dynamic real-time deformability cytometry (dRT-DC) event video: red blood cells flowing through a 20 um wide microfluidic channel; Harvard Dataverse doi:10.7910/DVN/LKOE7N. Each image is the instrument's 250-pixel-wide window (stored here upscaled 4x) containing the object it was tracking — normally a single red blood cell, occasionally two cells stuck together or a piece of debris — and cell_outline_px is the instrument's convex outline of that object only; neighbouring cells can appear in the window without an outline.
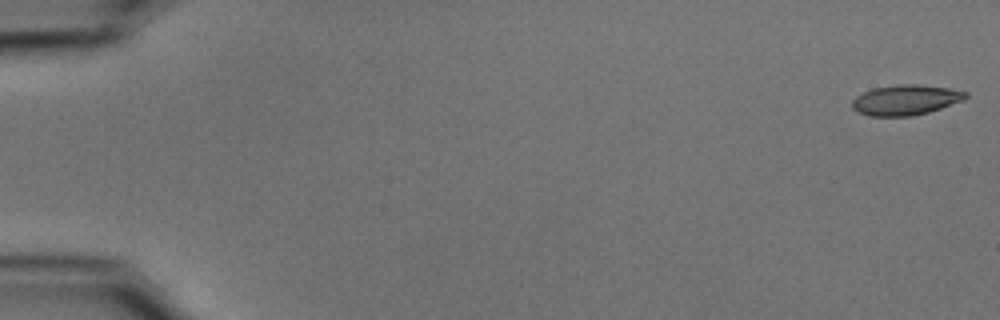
{"species": "common noctule bat (a hibernating species)", "species_latin": "Nyctalus noctula", "temperature_condition": "cold", "stored_images_in_passage": 54, "camera_frame_rate_fps": 3000, "um_per_image_px": 0.085, "animal": {"sex": "male", "body_mass_g": 15.6}, "frame": {"image": 1, "passage_image": 1, "time_ms": 0.0, "image_size_px": [1000, 320], "cell_outline_px": [[968, 96], [964, 100], [928, 112], [912, 116], [868, 116], [852, 108], [852, 100], [856, 96], [872, 88], [900, 84], [916, 84], [948, 88], [968, 92]], "centroid_in_image_um": [76.98, 8.49], "position_along_channel_um": 8.0, "area_um2": 19.94}}
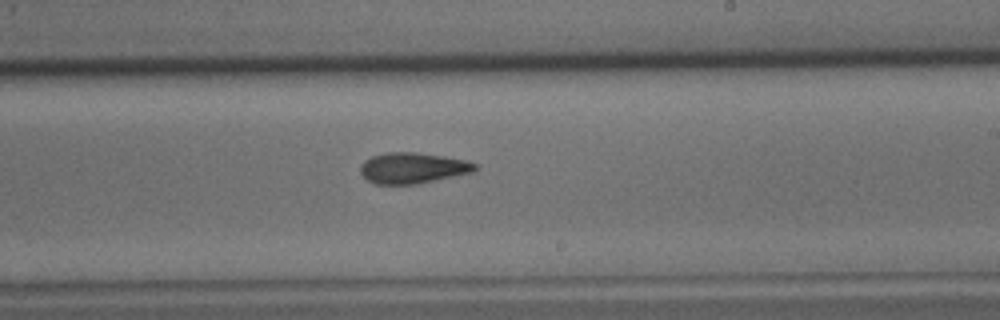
{"frame": {"image": 2, "passage_image": 33, "time_ms": 10.667, "image_size_px": [1000, 320], "cell_outline_px": [[476, 172], [416, 184], [376, 184], [368, 180], [360, 172], [360, 168], [364, 160], [372, 156], [388, 152], [416, 152], [444, 156], [464, 160], [476, 164]], "centroid_in_image_um": [35.09, 14.28], "position_along_channel_um": 253.9, "area_um2": 20.58}}
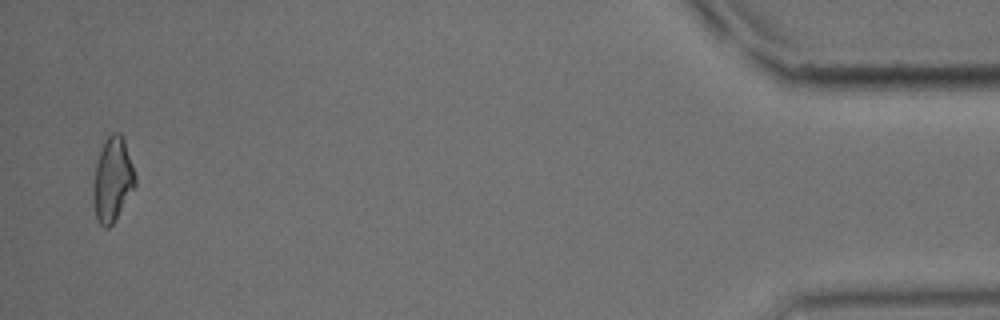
{"frame": {"image": 3, "passage_image": 53, "time_ms": 17.333, "image_size_px": [1000, 320], "cell_outline_px": [[136, 184], [112, 224], [108, 228], [104, 228], [100, 224], [96, 216], [92, 184], [96, 164], [104, 140], [112, 132], [120, 132], [124, 136], [136, 176]], "centroid_in_image_um": [9.57, 15.2], "position_along_channel_um": 425.6, "area_um2": 20.46}, "authors_computed_cell_mechanics": {"area_um2": 20.2589, "velocity_mm_per_s": 3.7414, "shape_relaxation_time_tau1_ms": 7.0827, "shape_relaxation_time_tau2_ms": 4.7872, "deformation_change_tau1": 0.2029, "deformation_change_tau2": 0.1494}}